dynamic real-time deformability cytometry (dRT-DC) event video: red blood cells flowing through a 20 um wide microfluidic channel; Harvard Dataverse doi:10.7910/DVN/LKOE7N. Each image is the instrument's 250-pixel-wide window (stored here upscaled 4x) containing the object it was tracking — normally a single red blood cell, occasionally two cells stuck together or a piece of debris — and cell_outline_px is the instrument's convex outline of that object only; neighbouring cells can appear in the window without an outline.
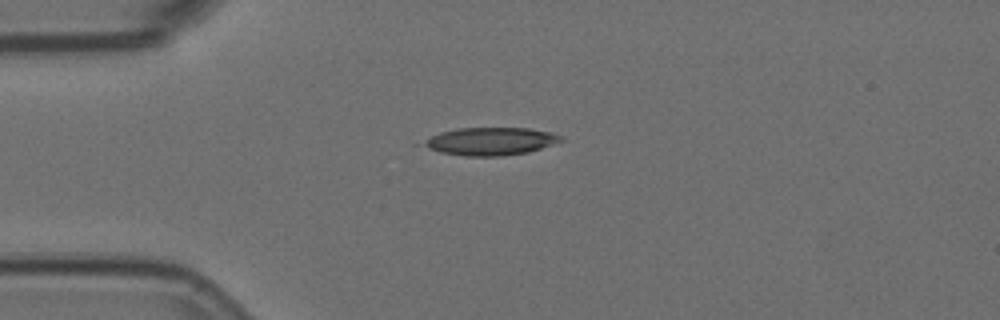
{"species": "Egyptian fruit bat (a non-hibernating species)", "species_latin": "Rousettus aegyptiacus", "temperature_condition": "room temperature", "stored_images_in_passage": 5, "camera_frame_rate_fps": 3000, "um_per_image_px": 0.085, "animal": {"sex": "female"}, "frame": {"image": 1, "passage_image": 1, "time_ms": 0.0, "image_size_px": [1000, 320], "cell_outline_px": [[564, 140], [528, 152], [504, 156], [464, 156], [440, 152], [412, 144], [440, 132], [456, 128], [528, 128], [552, 132], [564, 136]], "centroid_in_image_um": [41.6, 12.01], "position_along_channel_um": 43.4, "area_um2": 22.72}}
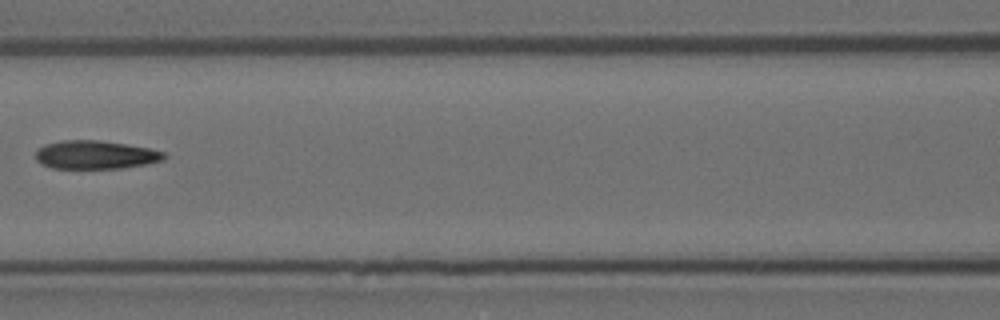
{"frame": {"image": 2, "passage_image": 4, "time_ms": 1.0, "image_size_px": [1000, 320], "cell_outline_px": [[168, 156], [164, 160], [144, 164], [120, 168], [52, 168], [36, 160], [36, 152], [44, 144], [60, 140], [100, 140], [128, 144], [148, 148], [164, 152]], "centroid_in_image_um": [8.13, 13.14], "position_along_channel_um": 158.5, "area_um2": 21.21}}
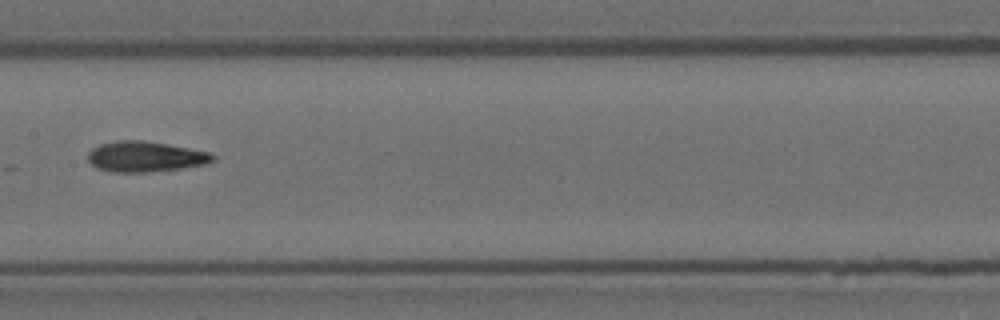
{"frame": {"image": 3, "passage_image": 5, "time_ms": 1.333, "image_size_px": [1000, 320], "cell_outline_px": [[216, 156], [212, 160], [204, 164], [180, 168], [148, 172], [108, 172], [96, 168], [88, 160], [88, 152], [92, 148], [100, 144], [116, 140], [140, 140], [168, 144], [208, 152]], "centroid_in_image_um": [12.28, 13.31], "position_along_channel_um": 195.1, "area_um2": 22.08}}